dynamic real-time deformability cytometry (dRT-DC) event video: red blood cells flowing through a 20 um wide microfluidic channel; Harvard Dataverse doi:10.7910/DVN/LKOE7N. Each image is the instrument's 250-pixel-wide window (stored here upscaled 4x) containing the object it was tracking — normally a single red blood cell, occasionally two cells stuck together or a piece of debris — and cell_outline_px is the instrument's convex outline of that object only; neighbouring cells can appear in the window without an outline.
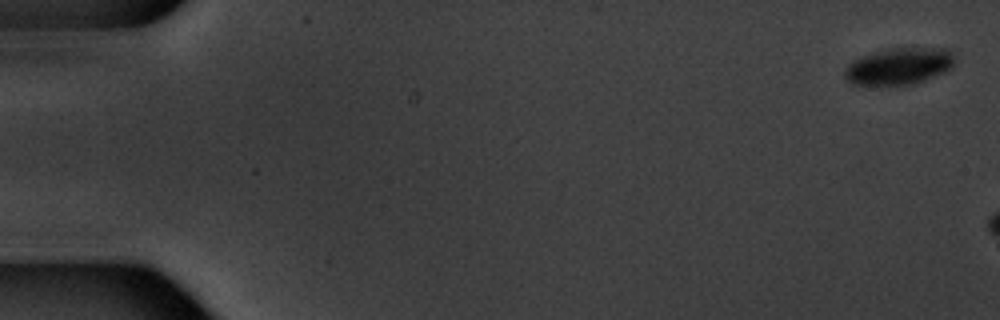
{"species": "common noctule bat (a hibernating species)", "species_latin": "Nyctalus noctula", "temperature_condition": "warm", "stored_images_in_passage": 3, "camera_frame_rate_fps": 3000, "um_per_image_px": 0.085, "animal": {"sex": "male", "body_mass_g": 20.1, "forearm_length_mm": 53.5}, "frame": {"image": 1, "passage_image": 1, "time_ms": 0.0, "image_size_px": [1000, 320], "cell_outline_px": [[952, 68], [944, 72], [924, 80], [912, 84], [852, 84], [844, 76], [844, 68], [848, 64], [864, 56], [888, 48], [948, 48], [952, 56]], "centroid_in_image_um": [76.41, 5.62], "position_along_channel_um": 8.6, "area_um2": 23.0}}